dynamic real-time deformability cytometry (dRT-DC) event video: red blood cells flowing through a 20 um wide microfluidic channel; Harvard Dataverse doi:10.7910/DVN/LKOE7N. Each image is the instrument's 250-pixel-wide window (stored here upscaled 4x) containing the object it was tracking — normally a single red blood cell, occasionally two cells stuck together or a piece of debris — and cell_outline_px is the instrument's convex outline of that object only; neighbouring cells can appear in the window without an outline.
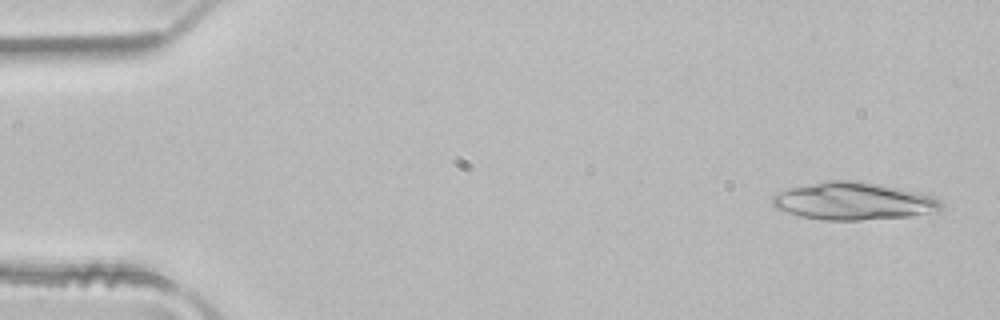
{"species": "common noctule bat (a hibernating species)", "species_latin": "Nyctalus noctula", "temperature_condition": "room temperature", "stored_images_in_passage": 4, "camera_frame_rate_fps": 3000, "um_per_image_px": 0.085, "animal": {"sex": "male", "body_mass_g": 21.5, "forearm_length_mm": 52.0}, "frame": {"image": 1, "passage_image": 1, "time_ms": 0.0, "image_size_px": [1000, 320], "cell_outline_px": [[944, 208], [940, 212], [912, 216], [860, 220], [820, 220], [800, 216], [776, 208], [772, 204], [772, 196], [780, 192], [792, 188], [824, 180], [856, 180], [920, 192], [936, 196], [944, 204]], "centroid_in_image_um": [72.64, 17.1], "position_along_channel_um": 12.4, "area_um2": 37.22}}
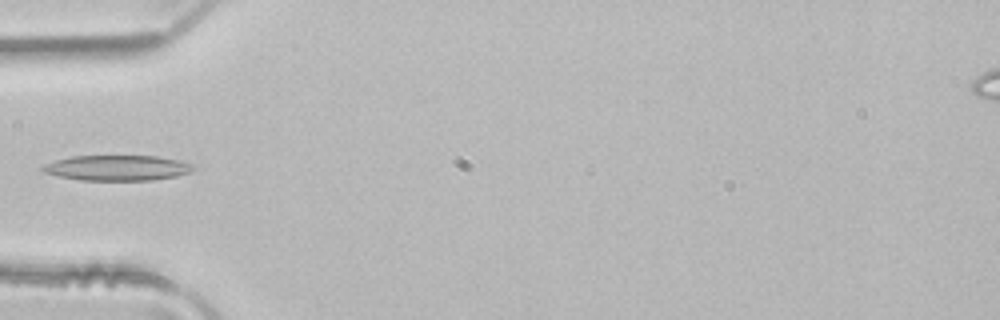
{"frame": {"image": 2, "passage_image": 4, "time_ms": 1.0, "image_size_px": [1000, 320], "cell_outline_px": [[196, 168], [192, 172], [176, 176], [152, 180], [80, 180], [60, 176], [44, 172], [40, 168], [44, 164], [56, 160], [72, 156], [156, 156], [180, 160], [192, 164]], "centroid_in_image_um": [10.0, 14.27], "position_along_channel_um": 75.0, "area_um2": 22.25}}